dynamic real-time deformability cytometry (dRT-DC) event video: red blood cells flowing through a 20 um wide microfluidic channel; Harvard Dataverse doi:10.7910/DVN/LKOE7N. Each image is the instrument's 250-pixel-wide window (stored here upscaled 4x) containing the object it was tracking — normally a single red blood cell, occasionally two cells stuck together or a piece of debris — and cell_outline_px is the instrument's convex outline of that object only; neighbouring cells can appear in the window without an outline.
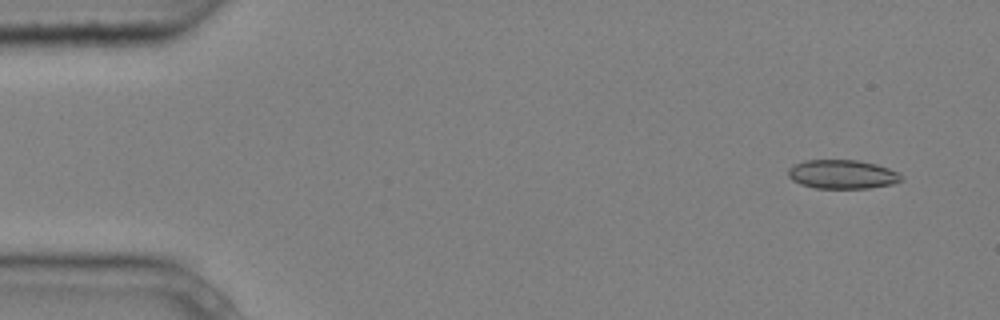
{"species": "common noctule bat (a hibernating species)", "species_latin": "Nyctalus noctula", "temperature_condition": "cold", "stored_images_in_passage": 4, "camera_frame_rate_fps": 3000, "um_per_image_px": 0.085, "animal": {"sex": "male", "body_mass_g": 20.4}, "frame": {"image": 1, "passage_image": 1, "time_ms": 0.0, "image_size_px": [1000, 320], "cell_outline_px": [[900, 180], [892, 184], [868, 188], [816, 188], [800, 184], [792, 180], [788, 176], [788, 168], [792, 164], [804, 160], [856, 160], [876, 164], [900, 172]], "centroid_in_image_um": [71.54, 14.81], "position_along_channel_um": 13.5, "area_um2": 19.07}}